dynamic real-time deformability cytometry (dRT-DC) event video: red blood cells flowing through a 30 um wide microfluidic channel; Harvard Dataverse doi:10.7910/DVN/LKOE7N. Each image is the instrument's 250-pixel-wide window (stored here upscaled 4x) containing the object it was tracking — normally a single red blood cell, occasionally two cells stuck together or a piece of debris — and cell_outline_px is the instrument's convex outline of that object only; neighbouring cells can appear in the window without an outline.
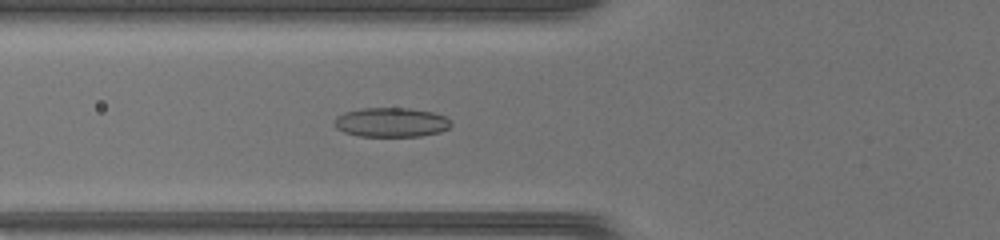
{"species": "common noctule bat (a hibernating species)", "species_latin": "Nyctalus noctula", "temperature_condition": "warm", "stored_images_in_passage": 48, "camera_frame_rate_fps": 3000, "um_per_image_px": 0.085, "animal": {"sex": "female", "body_mass_g": 17.0, "forearm_length_mm": 48.0}, "frame": {"image": 1, "passage_image": 19, "time_ms": 6.0, "image_size_px": [1000, 240], "cell_outline_px": [[452, 124], [448, 128], [440, 132], [420, 136], [360, 136], [344, 132], [336, 128], [332, 124], [332, 120], [336, 116], [344, 112], [360, 108], [408, 108], [432, 112], [444, 116], [452, 120]], "centroid_in_image_um": [33.21, 10.39], "position_along_channel_um": 92.6, "area_um2": 20.17}}
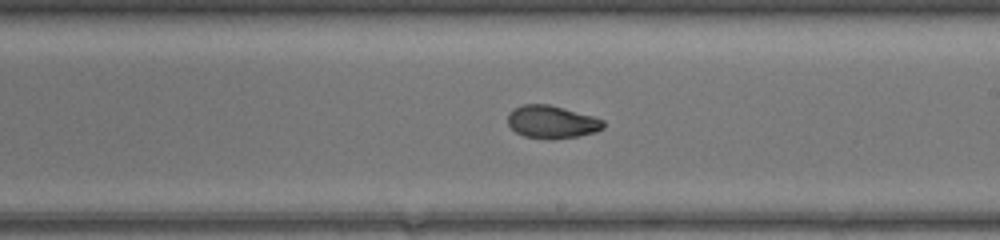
{"frame": {"image": 2, "passage_image": 29, "time_ms": 9.333, "image_size_px": [1000, 240], "cell_outline_px": [[604, 128], [596, 132], [576, 136], [552, 140], [524, 136], [516, 132], [508, 124], [508, 112], [524, 104], [548, 104], [592, 116], [604, 120]], "centroid_in_image_um": [46.9, 10.37], "position_along_channel_um": 242.1, "area_um2": 18.15}}
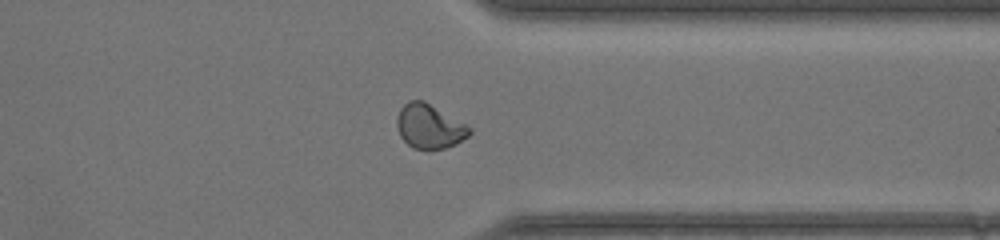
{"frame": {"image": 3, "passage_image": 38, "time_ms": 12.333, "image_size_px": [1000, 240], "cell_outline_px": [[472, 132], [468, 136], [456, 144], [444, 148], [428, 152], [412, 148], [400, 136], [396, 124], [396, 116], [400, 108], [408, 100], [424, 100], [472, 128]], "centroid_in_image_um": [36.47, 10.77], "position_along_channel_um": 374.9, "area_um2": 19.07}}